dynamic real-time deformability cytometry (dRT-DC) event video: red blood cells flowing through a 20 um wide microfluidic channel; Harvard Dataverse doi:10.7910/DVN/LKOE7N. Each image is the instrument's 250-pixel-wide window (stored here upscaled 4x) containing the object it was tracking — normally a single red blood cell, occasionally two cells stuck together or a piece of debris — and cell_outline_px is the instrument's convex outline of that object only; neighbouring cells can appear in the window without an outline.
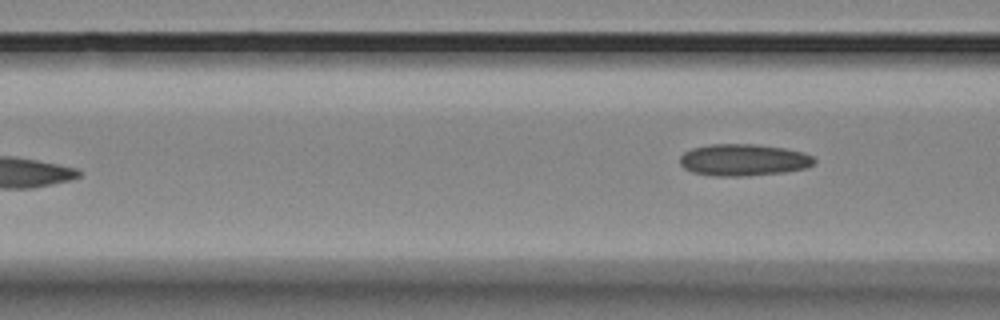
{"species": "Egyptian fruit bat (a non-hibernating species)", "species_latin": "Rousettus aegyptiacus", "temperature_condition": "room temperature", "stored_images_in_passage": 6, "camera_frame_rate_fps": 3000, "um_per_image_px": 0.085, "animal": {"sex": "female"}, "frame": {"image": 1, "passage_image": 6, "time_ms": 6.0, "image_size_px": [1000, 320], "cell_outline_px": [[816, 160], [808, 168], [784, 172], [744, 176], [716, 176], [692, 172], [684, 168], [680, 164], [680, 156], [684, 152], [692, 148], [708, 144], [756, 144], [784, 148], [804, 152], [812, 156]], "centroid_in_image_um": [63.19, 13.59], "position_along_channel_um": 103.4, "area_um2": 25.03}}